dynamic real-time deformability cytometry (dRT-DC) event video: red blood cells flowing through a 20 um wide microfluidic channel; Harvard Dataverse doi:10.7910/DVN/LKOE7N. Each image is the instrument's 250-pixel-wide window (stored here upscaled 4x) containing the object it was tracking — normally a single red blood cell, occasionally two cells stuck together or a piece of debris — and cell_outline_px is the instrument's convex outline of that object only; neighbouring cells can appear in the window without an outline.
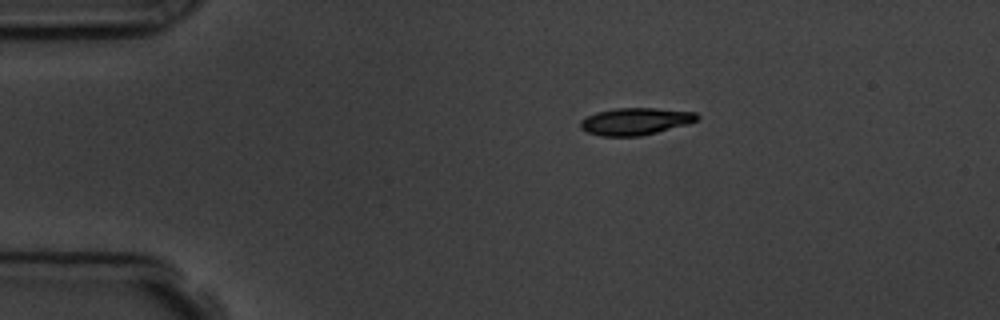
{"species": "common noctule bat (a hibernating species)", "species_latin": "Nyctalus noctula", "temperature_condition": "room temperature", "stored_images_in_passage": 13, "camera_frame_rate_fps": 3000, "um_per_image_px": 0.085, "animal": {"sex": "male", "body_mass_g": 19.5, "forearm_length_mm": 54.6}, "frame": {"image": 1, "passage_image": 1, "time_ms": 0.0, "image_size_px": [1000, 320], "cell_outline_px": [[700, 116], [696, 120], [688, 124], [640, 136], [600, 136], [588, 132], [580, 128], [580, 120], [596, 112], [616, 108], [656, 108], [696, 112]], "centroid_in_image_um": [54.0, 10.31], "position_along_channel_um": 31.0, "area_um2": 18.38}}
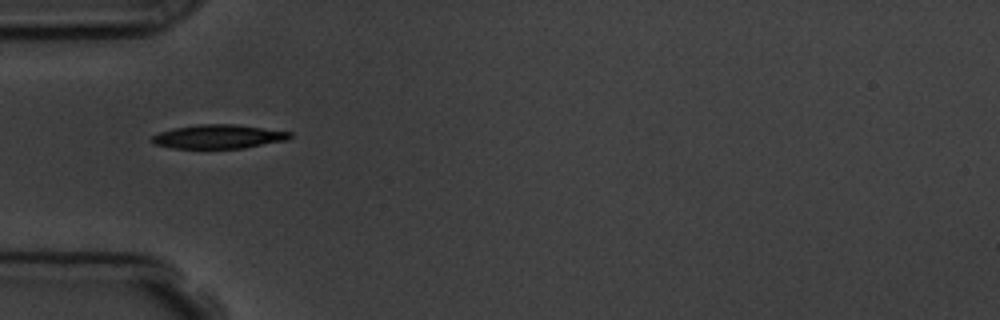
{"frame": {"image": 2, "passage_image": 3, "time_ms": 2.333, "image_size_px": [1000, 320], "cell_outline_px": [[292, 136], [288, 140], [244, 148], [172, 148], [156, 144], [152, 140], [152, 136], [160, 132], [172, 128], [200, 124], [232, 124], [292, 132]], "centroid_in_image_um": [18.6, 11.61], "position_along_channel_um": 66.4, "area_um2": 19.07}}
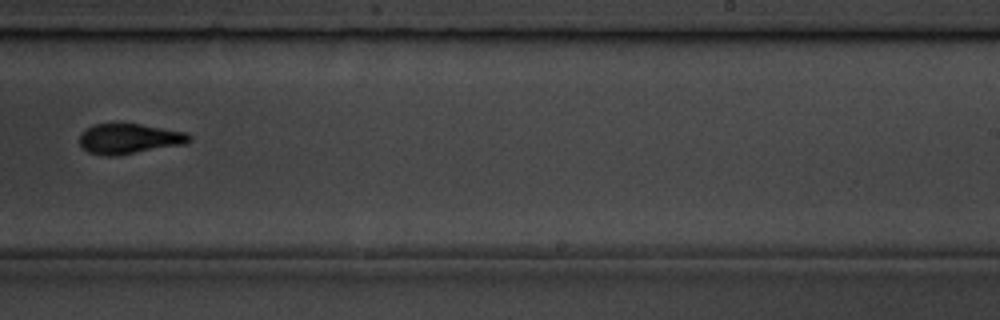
{"frame": {"image": 3, "passage_image": 8, "time_ms": 8.0, "image_size_px": [1000, 320], "cell_outline_px": [[192, 140], [188, 144], [116, 156], [104, 156], [88, 152], [80, 144], [80, 132], [92, 124], [140, 124], [184, 132], [192, 136]], "centroid_in_image_um": [10.99, 11.8], "position_along_channel_um": 278.0, "area_um2": 19.48}, "authors_computed_cell_mechanics": {"area_um2": 19.074, "velocity_mm_per_s": 3.74, "shape_relaxation_time_tau1_ms": 2.2004, "shape_relaxation_time_tau2_ms": null, "deformation_change_tau1": 0.1156, "deformation_change_tau2": null}}